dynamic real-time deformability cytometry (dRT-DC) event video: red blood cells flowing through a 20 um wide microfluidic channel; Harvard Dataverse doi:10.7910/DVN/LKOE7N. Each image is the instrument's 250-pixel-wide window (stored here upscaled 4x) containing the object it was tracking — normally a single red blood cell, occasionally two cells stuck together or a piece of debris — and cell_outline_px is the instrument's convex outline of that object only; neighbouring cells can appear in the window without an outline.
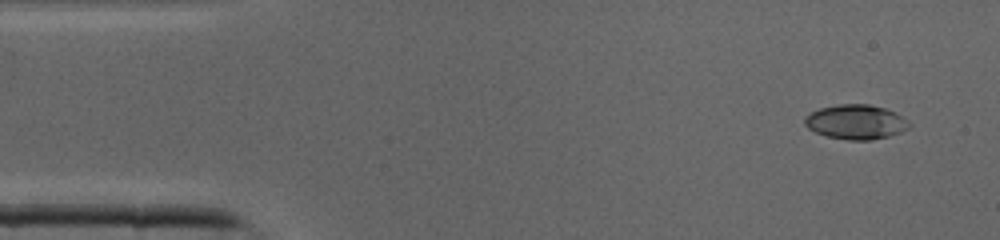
{"species": "common noctule bat (a hibernating species)", "species_latin": "Nyctalus noctula", "temperature_condition": "cold", "stored_images_in_passage": 39, "camera_frame_rate_fps": 3000, "um_per_image_px": 0.085, "animal": {"sex": "male", "body_mass_g": 19.0, "forearm_length_mm": 50.8}, "frame": {"image": 1, "passage_image": 2, "time_ms": 0.333, "image_size_px": [1000, 240], "cell_outline_px": [[912, 124], [908, 128], [900, 132], [888, 136], [872, 140], [848, 140], [828, 136], [816, 132], [808, 128], [804, 124], [804, 120], [812, 112], [820, 108], [840, 104], [868, 104], [884, 108], [896, 112]], "centroid_in_image_um": [72.77, 10.37], "position_along_channel_um": 12.2, "area_um2": 20.87}}
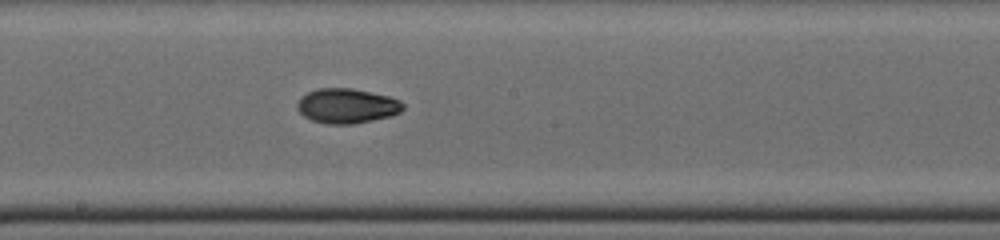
{"frame": {"image": 2, "passage_image": 21, "time_ms": 6.667, "image_size_px": [1000, 240], "cell_outline_px": [[404, 108], [400, 112], [392, 116], [352, 124], [328, 124], [312, 120], [304, 116], [296, 108], [296, 104], [300, 96], [316, 88], [352, 88], [388, 96], [400, 100], [404, 104]], "centroid_in_image_um": [29.47, 8.99], "position_along_channel_um": 218.7, "area_um2": 21.56}}
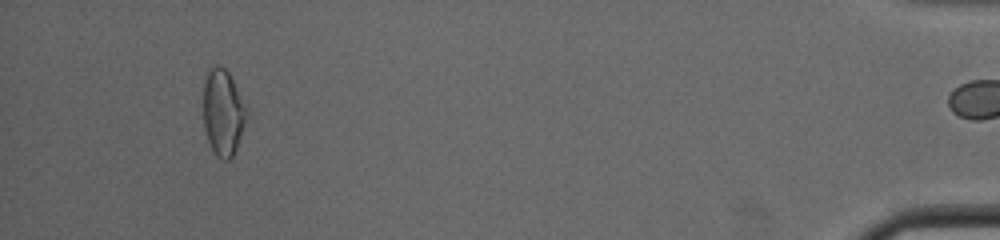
{"frame": {"image": 3, "passage_image": 38, "time_ms": 12.333, "image_size_px": [1000, 240], "cell_outline_px": [[248, 116], [236, 148], [232, 156], [228, 160], [224, 160], [216, 156], [208, 140], [204, 128], [204, 84], [208, 68], [216, 64], [224, 68], [228, 72], [248, 108]], "centroid_in_image_um": [18.97, 9.54], "position_along_channel_um": 416.2, "area_um2": 21.73}}